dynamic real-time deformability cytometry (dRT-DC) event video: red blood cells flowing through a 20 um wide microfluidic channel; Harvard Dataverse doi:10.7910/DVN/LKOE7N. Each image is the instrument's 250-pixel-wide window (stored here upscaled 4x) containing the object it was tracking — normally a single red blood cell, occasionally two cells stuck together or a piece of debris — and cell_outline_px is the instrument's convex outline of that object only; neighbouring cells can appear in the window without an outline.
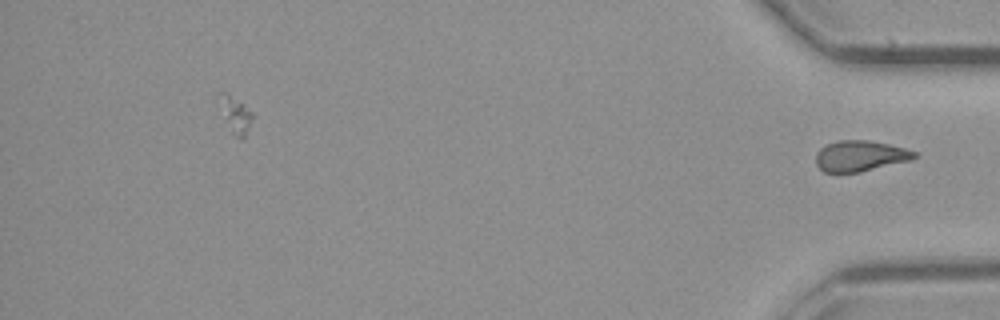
{"species": "common noctule bat (a hibernating species)", "species_latin": "Nyctalus noctula", "temperature_condition": "cold", "stored_images_in_passage": 37, "camera_frame_rate_fps": 3000, "um_per_image_px": 0.085, "animal": {"sex": "male", "body_mass_g": 23.1, "forearm_length_mm": 52.7}, "frame": {"image": 1, "passage_image": 37, "time_ms": 12.0, "image_size_px": [1000, 320], "cell_outline_px": [[920, 156], [912, 160], [860, 172], [824, 172], [816, 164], [816, 152], [824, 144], [840, 140], [868, 140], [888, 144], [904, 148], [916, 152]], "centroid_in_image_um": [73.13, 13.25], "position_along_channel_um": 362.1, "area_um2": 17.8}}